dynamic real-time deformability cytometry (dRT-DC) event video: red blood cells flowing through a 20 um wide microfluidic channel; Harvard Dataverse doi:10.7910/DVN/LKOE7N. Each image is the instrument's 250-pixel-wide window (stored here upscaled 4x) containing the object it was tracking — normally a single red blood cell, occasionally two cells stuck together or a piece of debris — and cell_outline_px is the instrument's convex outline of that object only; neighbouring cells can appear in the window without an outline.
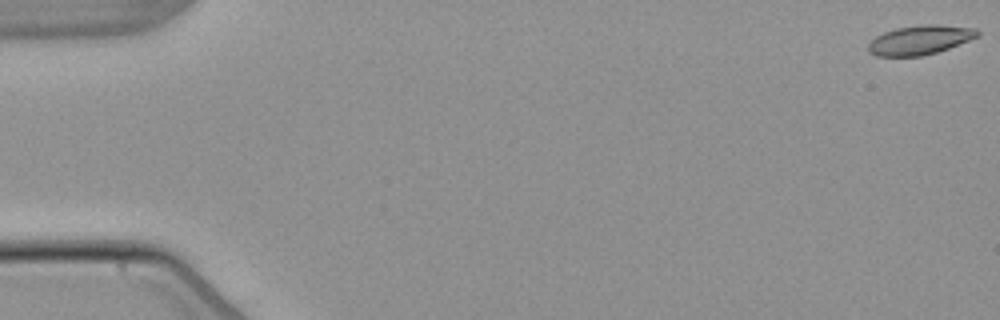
{"species": "common noctule bat (a hibernating species)", "species_latin": "Nyctalus noctula", "temperature_condition": "warm", "stored_images_in_passage": 53, "camera_frame_rate_fps": 3000, "um_per_image_px": 0.085, "animal": {"sex": "male", "body_mass_g": 21.5, "forearm_length_mm": 52.0}, "frame": {"image": 1, "passage_image": 1, "time_ms": 0.0, "image_size_px": [1000, 320], "cell_outline_px": [[980, 36], [948, 48], [936, 52], [920, 56], [876, 56], [868, 52], [868, 44], [876, 36], [884, 32], [896, 28], [924, 24], [936, 24], [976, 28], [980, 32]], "centroid_in_image_um": [78.2, 3.39], "position_along_channel_um": 6.8, "area_um2": 18.61}}
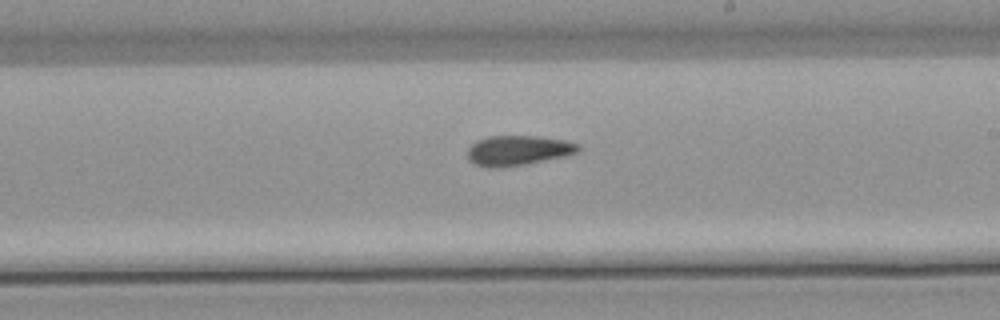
{"frame": {"image": 2, "passage_image": 32, "time_ms": 10.333, "image_size_px": [1000, 320], "cell_outline_px": [[580, 152], [564, 156], [524, 164], [496, 168], [476, 164], [468, 160], [468, 148], [476, 140], [488, 136], [536, 136], [564, 140], [580, 144]], "centroid_in_image_um": [44.04, 12.77], "position_along_channel_um": 245.0, "area_um2": 19.19}}
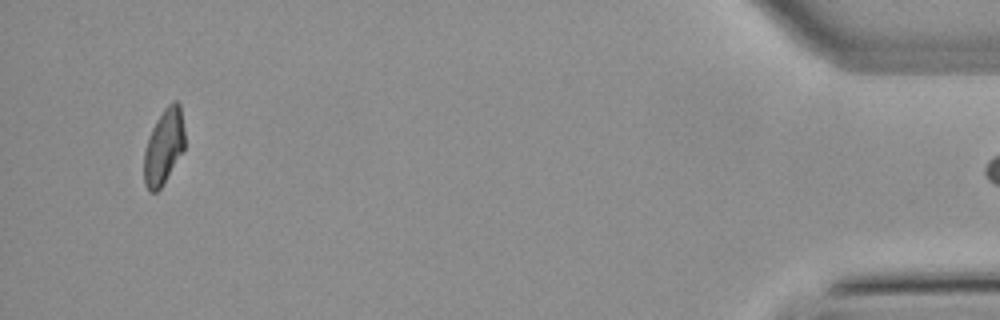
{"frame": {"image": 3, "passage_image": 52, "time_ms": 17.0, "image_size_px": [1000, 320], "cell_outline_px": [[184, 148], [160, 188], [156, 192], [148, 192], [144, 184], [144, 152], [148, 136], [156, 120], [164, 108], [168, 104], [176, 100], [180, 104], [184, 128]], "centroid_in_image_um": [13.9, 12.44], "position_along_channel_um": 421.3, "area_um2": 17.74}}